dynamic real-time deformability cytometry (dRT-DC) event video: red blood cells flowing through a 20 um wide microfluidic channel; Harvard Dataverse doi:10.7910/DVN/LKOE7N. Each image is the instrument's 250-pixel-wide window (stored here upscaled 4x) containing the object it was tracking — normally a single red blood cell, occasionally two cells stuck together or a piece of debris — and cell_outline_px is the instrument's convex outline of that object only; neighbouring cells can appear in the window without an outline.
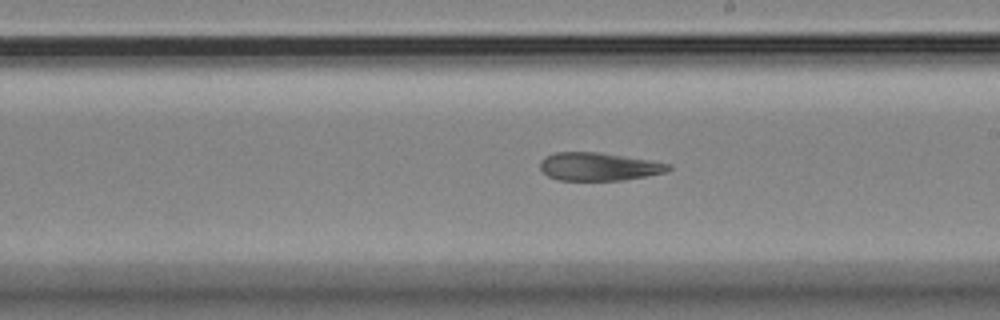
{"species": "Egyptian fruit bat (a non-hibernating species)", "species_latin": "Rousettus aegyptiacus", "temperature_condition": "room temperature", "stored_images_in_passage": 33, "camera_frame_rate_fps": 3000, "um_per_image_px": 0.085, "animal": {"sex": "female"}, "frame": {"image": 1, "passage_image": 19, "time_ms": 6.0, "image_size_px": [1000, 320], "cell_outline_px": [[672, 168], [664, 172], [624, 180], [560, 180], [548, 176], [540, 168], [540, 160], [556, 152], [600, 152], [652, 160], [672, 164]], "centroid_in_image_um": [50.92, 14.15], "position_along_channel_um": 238.1, "area_um2": 20.92}}